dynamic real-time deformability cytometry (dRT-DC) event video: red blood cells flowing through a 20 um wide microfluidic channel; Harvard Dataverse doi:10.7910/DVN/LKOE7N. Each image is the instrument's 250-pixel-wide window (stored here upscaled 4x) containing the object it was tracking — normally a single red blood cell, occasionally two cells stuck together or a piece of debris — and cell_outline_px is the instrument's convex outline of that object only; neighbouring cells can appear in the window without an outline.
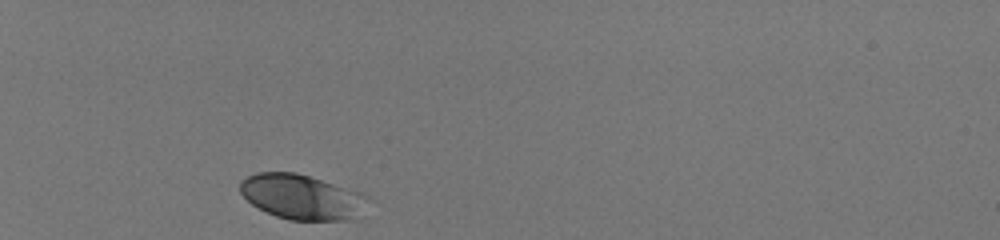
{"species": "human", "species_latin": "Homo sapiens", "temperature_condition": "room temperature", "stored_images_in_passage": 31, "camera_frame_rate_fps": 3000, "um_per_image_px": 0.085, "donor": {"sex": "male"}, "frame": {"image": 1, "passage_image": 1, "time_ms": 0.0, "image_size_px": [1000, 240], "cell_outline_px": [[368, 200], [348, 220], [288, 220], [276, 216], [252, 204], [240, 192], [240, 180], [256, 172], [296, 172], [360, 192], [368, 196]], "centroid_in_image_um": [25.57, 16.72], "position_along_channel_um": 59.4, "area_um2": 32.77}}
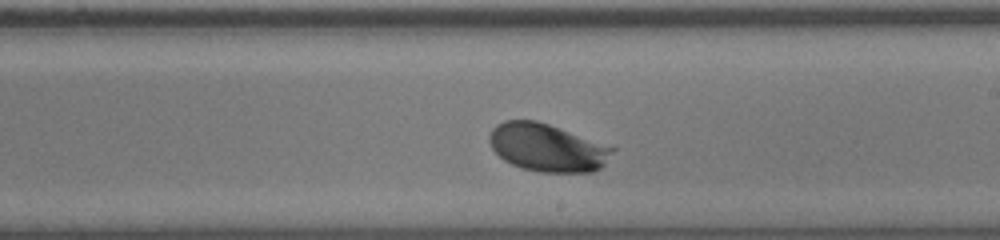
{"frame": {"image": 2, "passage_image": 18, "time_ms": 5.667, "image_size_px": [1000, 240], "cell_outline_px": [[616, 148], [604, 164], [600, 168], [592, 172], [540, 172], [520, 168], [504, 160], [492, 148], [488, 140], [488, 136], [492, 128], [496, 124], [504, 120], [536, 120], [612, 144]], "centroid_in_image_um": [46.55, 12.53], "position_along_channel_um": 242.5, "area_um2": 34.85}}
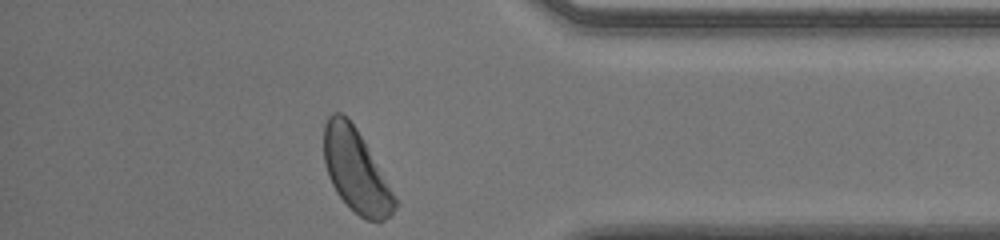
{"frame": {"image": 3, "passage_image": 31, "time_ms": 10.0, "image_size_px": [1000, 240], "cell_outline_px": [[400, 204], [384, 220], [368, 220], [360, 216], [336, 192], [328, 176], [324, 164], [324, 124], [328, 116], [332, 112], [340, 112], [356, 128], [400, 200]], "centroid_in_image_um": [30.28, 14.52], "position_along_channel_um": 404.9, "area_um2": 34.22}, "authors_computed_cell_mechanics": {"area_um2": 33.6974, "velocity_mm_per_s": 3.9715, "shape_relaxation_time_tau1_ms": 1.4201, "shape_relaxation_time_tau2_ms": null, "deformation_change_tau1": 0.1077, "deformation_change_tau2": null}}